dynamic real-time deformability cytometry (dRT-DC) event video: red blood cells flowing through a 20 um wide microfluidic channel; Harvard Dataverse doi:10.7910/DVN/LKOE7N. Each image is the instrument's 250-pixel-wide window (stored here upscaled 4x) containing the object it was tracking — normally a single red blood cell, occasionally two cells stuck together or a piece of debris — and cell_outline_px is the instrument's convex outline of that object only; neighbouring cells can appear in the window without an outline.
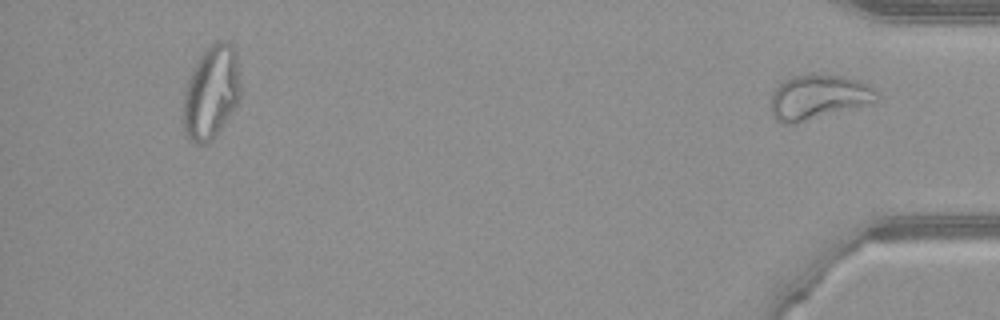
{"species": "common noctule bat (a hibernating species)", "species_latin": "Nyctalus noctula", "temperature_condition": "warm", "stored_images_in_passage": 40, "segment_of_instrument_passage": [2, 2], "camera_frame_rate_fps": 3000, "um_per_image_px": 0.085, "animal": {"sex": "female", "body_mass_g": 21.9}, "frame": {"image": 1, "passage_image": 40, "time_ms": 13.0, "image_size_px": [1000, 320], "cell_outline_px": [[880, 96], [876, 100], [852, 108], [796, 124], [784, 124], [776, 120], [772, 112], [772, 92], [780, 84], [796, 76], [816, 72], [840, 76], [856, 80], [868, 84]], "centroid_in_image_um": [69.54, 8.24], "position_along_channel_um": 365.7, "area_um2": 27.17}}